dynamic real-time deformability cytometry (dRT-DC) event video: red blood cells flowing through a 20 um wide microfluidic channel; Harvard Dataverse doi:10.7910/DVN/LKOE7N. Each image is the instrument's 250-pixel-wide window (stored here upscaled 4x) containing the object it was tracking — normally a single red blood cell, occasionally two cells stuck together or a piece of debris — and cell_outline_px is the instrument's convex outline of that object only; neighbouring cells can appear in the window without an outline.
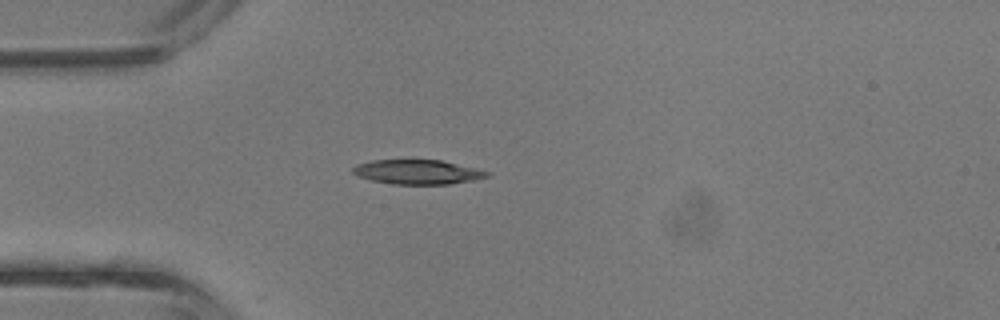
{"species": "common noctule bat (a hibernating species)", "species_latin": "Nyctalus noctula", "temperature_condition": "room temperature", "stored_images_in_passage": 1, "camera_frame_rate_fps": 3000, "um_per_image_px": 0.085, "animal": {"sex": "male", "body_mass_g": 13.3}, "frame": {"image": 1, "passage_image": 1, "time_ms": 0.0, "image_size_px": [1000, 320], "cell_outline_px": [[492, 172], [488, 176], [472, 180], [448, 184], [392, 184], [372, 180], [356, 176], [352, 172], [352, 168], [356, 164], [372, 160], [440, 160]], "centroid_in_image_um": [35.45, 14.62], "position_along_channel_um": 49.6, "area_um2": 19.02}}